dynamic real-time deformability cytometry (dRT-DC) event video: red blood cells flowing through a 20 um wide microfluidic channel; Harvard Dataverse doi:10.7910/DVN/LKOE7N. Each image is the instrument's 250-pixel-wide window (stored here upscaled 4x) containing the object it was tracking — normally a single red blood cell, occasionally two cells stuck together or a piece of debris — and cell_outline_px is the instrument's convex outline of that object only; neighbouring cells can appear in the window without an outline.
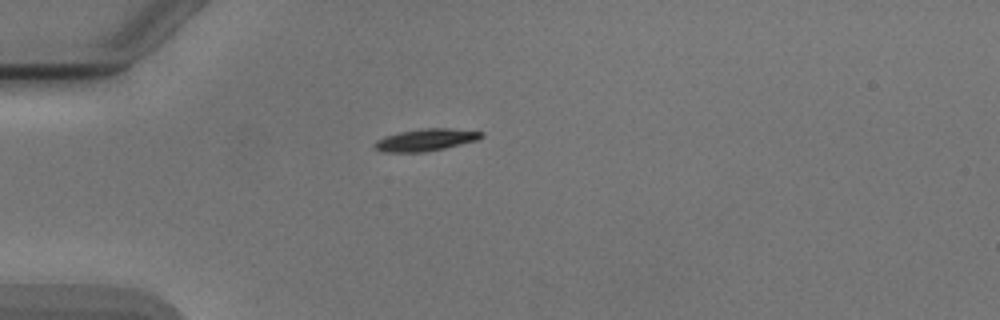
{"species": "Egyptian fruit bat (a non-hibernating species)", "species_latin": "Rousettus aegyptiacus", "temperature_condition": "cold", "stored_images_in_passage": 40, "camera_frame_rate_fps": 3000, "um_per_image_px": 0.085, "animal": {"sex": "male"}, "frame": {"image": 1, "passage_image": 1, "time_ms": 0.0, "image_size_px": [1000, 320], "cell_outline_px": [[484, 136], [476, 140], [444, 148], [424, 152], [380, 152], [372, 148], [372, 144], [376, 140], [384, 136], [400, 132], [420, 128], [448, 128], [484, 132]], "centroid_in_image_um": [36.11, 11.89], "position_along_channel_um": 48.9, "area_um2": 13.87}}
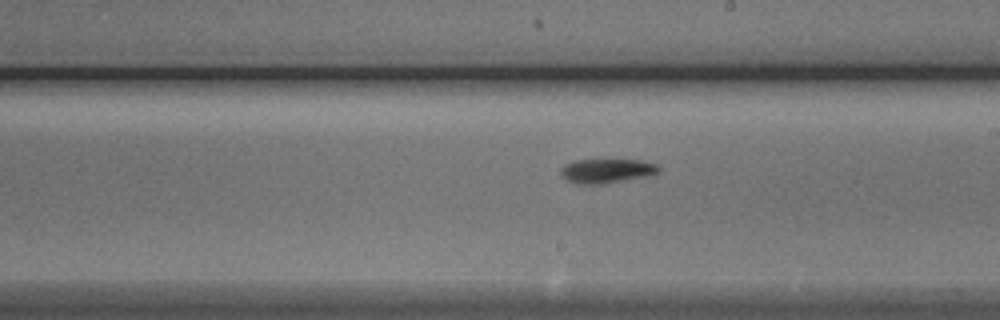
{"frame": {"image": 2, "passage_image": 17, "time_ms": 5.333, "image_size_px": [1000, 320], "cell_outline_px": [[660, 172], [648, 176], [604, 184], [576, 184], [560, 176], [560, 168], [564, 164], [576, 160], [640, 160], [656, 164], [660, 168]], "centroid_in_image_um": [51.55, 14.53], "position_along_channel_um": 237.5, "area_um2": 13.99}}
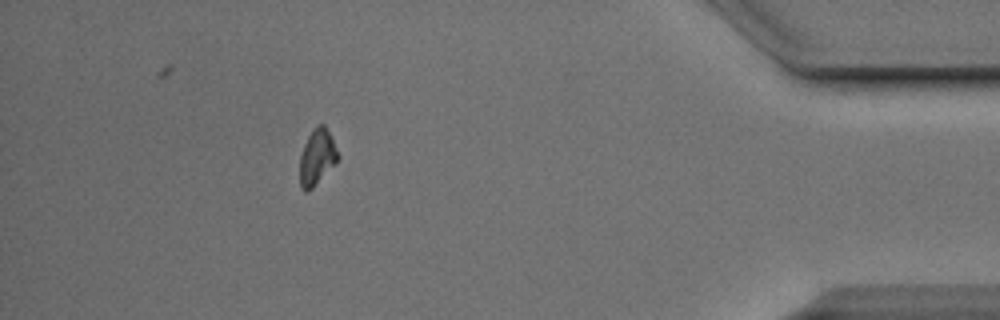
{"frame": {"image": 3, "passage_image": 34, "time_ms": 11.0, "image_size_px": [1000, 320], "cell_outline_px": [[340, 156], [336, 164], [312, 188], [304, 192], [300, 188], [300, 156], [304, 144], [308, 136], [316, 124], [324, 124]], "centroid_in_image_um": [26.94, 13.37], "position_along_channel_um": 408.3, "area_um2": 12.37}}